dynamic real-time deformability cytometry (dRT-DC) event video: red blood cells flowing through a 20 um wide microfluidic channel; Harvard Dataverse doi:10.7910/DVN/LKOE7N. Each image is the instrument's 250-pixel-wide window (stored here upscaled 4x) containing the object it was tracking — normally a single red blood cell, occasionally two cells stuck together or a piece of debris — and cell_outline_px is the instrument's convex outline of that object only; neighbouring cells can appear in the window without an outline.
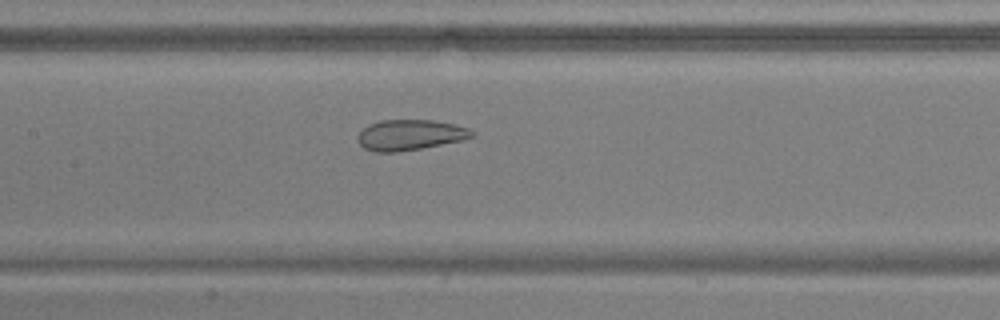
{"species": "common noctule bat (a hibernating species)", "species_latin": "Nyctalus noctula", "temperature_condition": "warm", "stored_images_in_passage": 53, "camera_frame_rate_fps": 3000, "um_per_image_px": 0.085, "animal": {"sex": "male", "body_mass_g": 17.9, "forearm_length_mm": 54.2}, "frame": {"image": 1, "passage_image": 26, "time_ms": 8.333, "image_size_px": [1000, 320], "cell_outline_px": [[476, 132], [472, 136], [464, 140], [420, 148], [396, 152], [376, 152], [364, 148], [360, 144], [356, 136], [368, 124], [380, 120], [432, 120], [452, 124], [468, 128]], "centroid_in_image_um": [34.83, 11.46], "position_along_channel_um": 172.6, "area_um2": 20.23}}
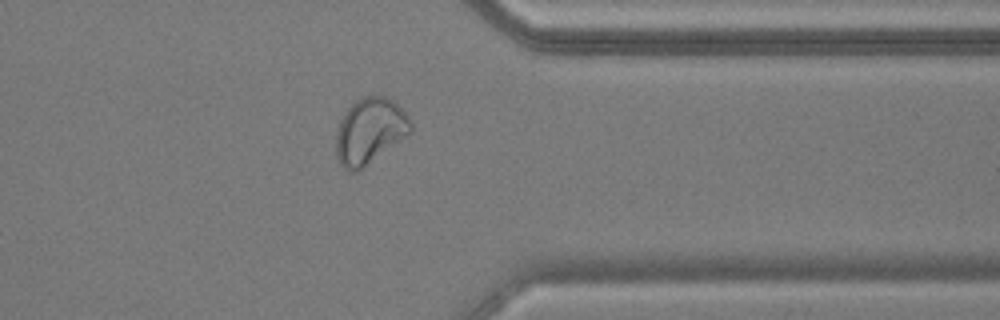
{"frame": {"image": 2, "passage_image": 43, "time_ms": 14.0, "image_size_px": [1000, 320], "cell_outline_px": [[412, 132], [356, 172], [348, 172], [340, 164], [336, 156], [336, 132], [340, 120], [344, 112], [360, 96], [384, 96], [392, 100], [408, 116], [412, 124]], "centroid_in_image_um": [31.4, 11.13], "position_along_channel_um": 380.0, "area_um2": 28.5}}
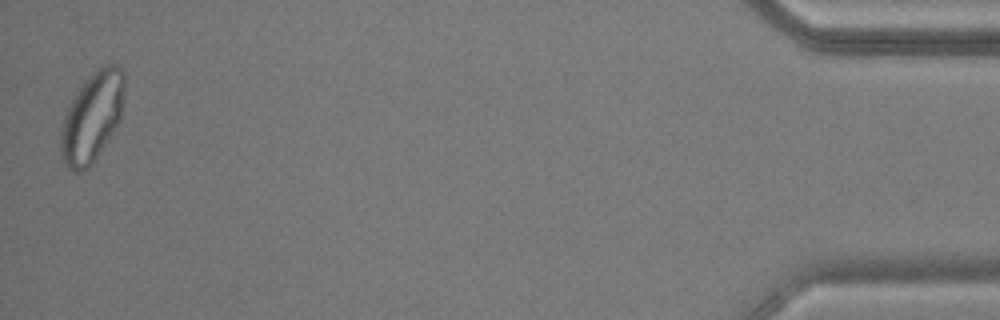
{"frame": {"image": 3, "passage_image": 53, "time_ms": 17.333, "image_size_px": [1000, 320], "cell_outline_px": [[124, 96], [120, 120], [92, 164], [88, 168], [80, 172], [72, 172], [64, 164], [60, 156], [60, 132], [64, 116], [76, 92], [84, 80], [88, 76], [104, 64], [116, 64], [124, 72]], "centroid_in_image_um": [7.81, 9.96], "position_along_channel_um": 427.4, "area_um2": 33.35}, "authors_computed_cell_mechanics": {"area_um2": 28.8422, "velocity_mm_per_s": 3.7616, "shape_relaxation_time_tau1_ms": null, "shape_relaxation_time_tau2_ms": 1.1663, "deformation_change_tau1": null, "deformation_change_tau2": 0.057}}